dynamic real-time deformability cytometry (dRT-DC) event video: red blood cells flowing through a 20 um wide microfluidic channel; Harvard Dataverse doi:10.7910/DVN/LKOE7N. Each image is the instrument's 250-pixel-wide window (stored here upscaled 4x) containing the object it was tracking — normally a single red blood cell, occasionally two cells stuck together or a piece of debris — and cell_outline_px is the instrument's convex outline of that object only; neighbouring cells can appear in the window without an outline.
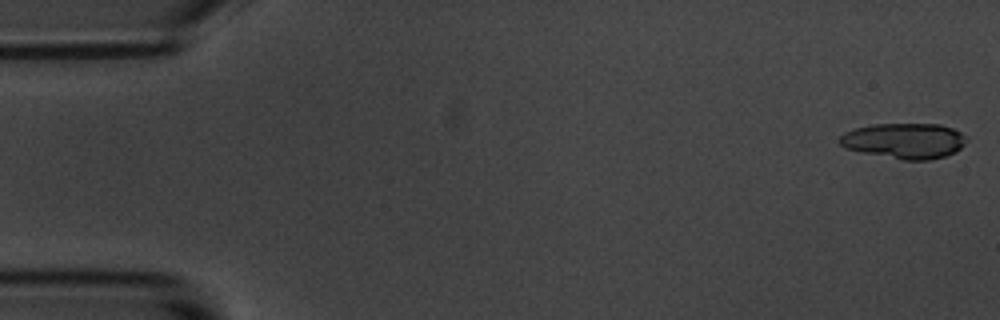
{"species": "common noctule bat (a hibernating species)", "species_latin": "Nyctalus noctula", "temperature_condition": "room temperature", "stored_images_in_passage": 12, "camera_frame_rate_fps": 3000, "um_per_image_px": 0.085, "animal": {"sex": "male", "body_mass_g": 20.1, "forearm_length_mm": 53.5}, "frame": {"image": 1, "passage_image": 1, "time_ms": 0.0, "image_size_px": [1000, 320], "cell_outline_px": [[968, 140], [956, 152], [944, 156], [928, 160], [904, 160], [864, 152], [848, 148], [840, 144], [840, 136], [844, 132], [856, 128], [872, 124], [940, 124], [952, 128], [968, 136]], "centroid_in_image_um": [76.93, 11.96], "position_along_channel_um": 8.1, "area_um2": 26.07}}